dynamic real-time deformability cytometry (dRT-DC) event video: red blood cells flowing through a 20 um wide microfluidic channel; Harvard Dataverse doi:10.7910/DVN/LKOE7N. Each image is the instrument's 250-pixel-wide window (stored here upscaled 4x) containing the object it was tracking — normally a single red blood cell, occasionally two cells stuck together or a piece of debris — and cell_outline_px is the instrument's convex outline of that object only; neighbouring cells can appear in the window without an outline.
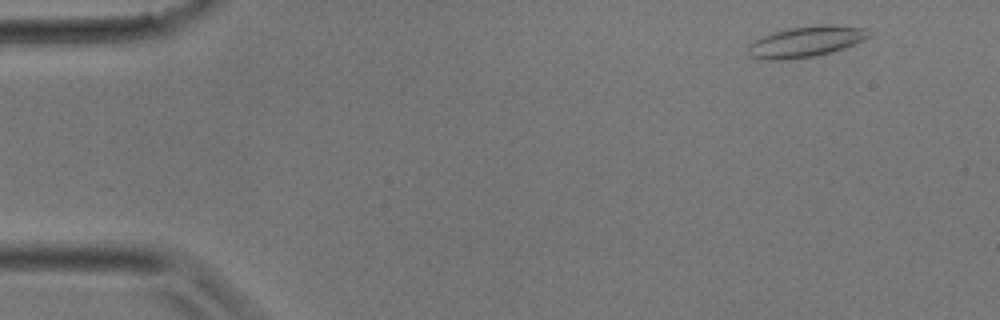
{"species": "common noctule bat (a hibernating species)", "species_latin": "Nyctalus noctula", "temperature_condition": "room temperature", "stored_images_in_passage": 33, "camera_frame_rate_fps": 3000, "um_per_image_px": 0.085, "animal": {"sex": "male", "body_mass_g": 17.9}, "frame": {"image": 1, "passage_image": 2, "time_ms": 0.333, "image_size_px": [1000, 320], "cell_outline_px": [[872, 36], [864, 40], [844, 48], [832, 52], [816, 56], [784, 60], [764, 60], [752, 56], [748, 52], [748, 44], [764, 36], [788, 28], [816, 24], [828, 24], [864, 28]], "centroid_in_image_um": [68.52, 3.54], "position_along_channel_um": 16.5, "area_um2": 21.68}}
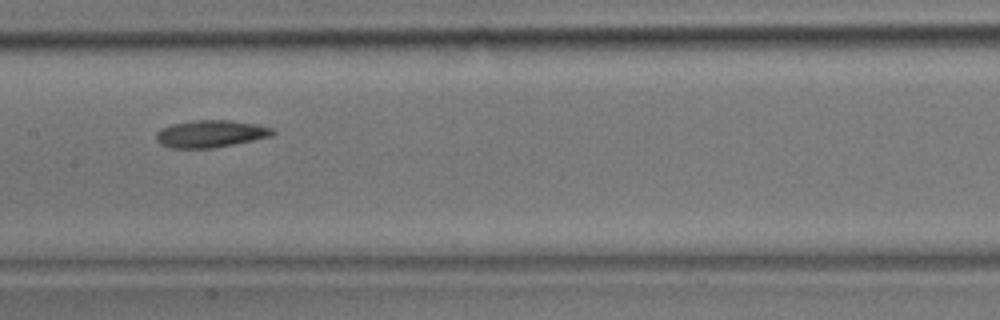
{"frame": {"image": 2, "passage_image": 16, "time_ms": 5.0, "image_size_px": [1000, 320], "cell_outline_px": [[276, 132], [272, 136], [212, 148], [172, 148], [160, 144], [156, 140], [156, 132], [172, 124], [196, 120], [228, 120], [256, 124], [272, 128]], "centroid_in_image_um": [17.9, 11.37], "position_along_channel_um": 189.5, "area_um2": 18.26}}
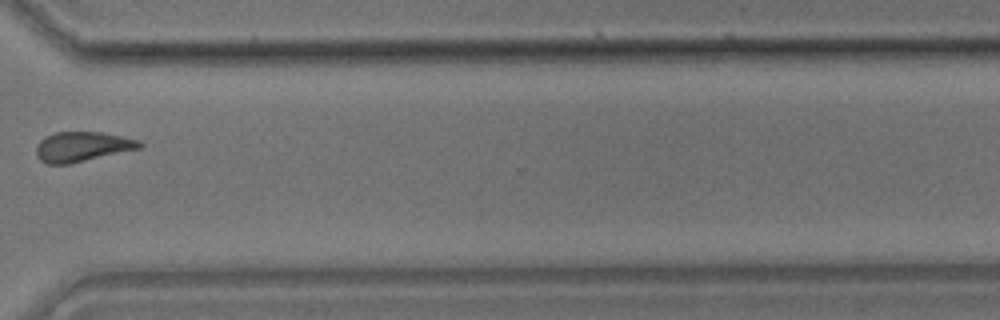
{"frame": {"image": 3, "passage_image": 25, "time_ms": 8.0, "image_size_px": [1000, 320], "cell_outline_px": [[144, 144], [140, 148], [68, 164], [44, 164], [36, 156], [36, 148], [40, 140], [44, 136], [56, 132], [104, 132], [140, 140]], "centroid_in_image_um": [6.97, 12.46], "position_along_channel_um": 363.6, "area_um2": 18.03}}